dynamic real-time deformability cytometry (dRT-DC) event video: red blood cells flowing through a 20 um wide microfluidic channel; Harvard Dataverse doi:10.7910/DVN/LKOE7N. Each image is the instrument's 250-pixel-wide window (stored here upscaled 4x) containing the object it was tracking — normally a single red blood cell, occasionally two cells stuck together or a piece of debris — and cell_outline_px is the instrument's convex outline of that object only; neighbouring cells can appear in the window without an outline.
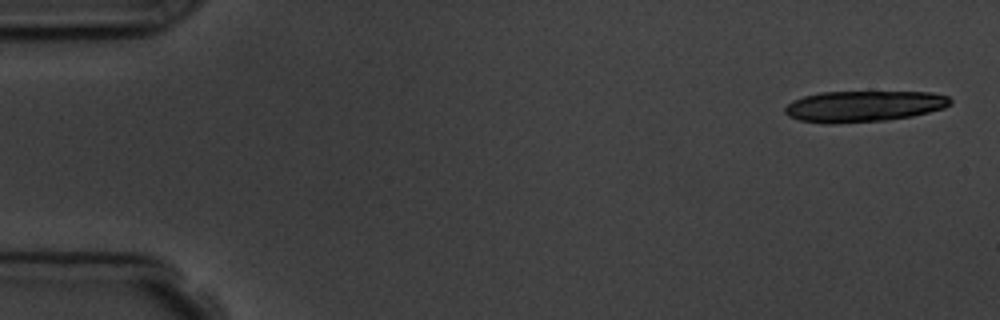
{"species": "common noctule bat (a hibernating species)", "species_latin": "Nyctalus noctula", "temperature_condition": "room temperature", "stored_images_in_passage": 5, "segment_of_instrument_passage": [1, 2], "camera_frame_rate_fps": 3000, "um_per_image_px": 0.085, "animal": {"sex": "male", "body_mass_g": 19.5, "forearm_length_mm": 54.6}, "frame": {"image": 1, "passage_image": 1, "time_ms": 0.0, "image_size_px": [1000, 320], "cell_outline_px": [[952, 104], [944, 108], [912, 116], [884, 120], [832, 124], [828, 124], [800, 120], [788, 116], [784, 112], [784, 108], [792, 100], [804, 96], [820, 92], [932, 92], [948, 96], [952, 100]], "centroid_in_image_um": [73.41, 9.03], "position_along_channel_um": 11.6, "area_um2": 30.0}}